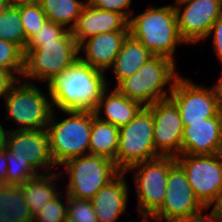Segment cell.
<instances>
[{"label":"cell","mask_w":222,"mask_h":222,"mask_svg":"<svg viewBox=\"0 0 222 222\" xmlns=\"http://www.w3.org/2000/svg\"><path fill=\"white\" fill-rule=\"evenodd\" d=\"M104 74L77 59L47 85L53 108L57 107L58 111H94L109 84Z\"/></svg>","instance_id":"6da1fadb"},{"label":"cell","mask_w":222,"mask_h":222,"mask_svg":"<svg viewBox=\"0 0 222 222\" xmlns=\"http://www.w3.org/2000/svg\"><path fill=\"white\" fill-rule=\"evenodd\" d=\"M129 34L140 41L153 55L175 61L177 45L186 43L180 38L174 5L151 7L130 18Z\"/></svg>","instance_id":"7a4b0ae2"},{"label":"cell","mask_w":222,"mask_h":222,"mask_svg":"<svg viewBox=\"0 0 222 222\" xmlns=\"http://www.w3.org/2000/svg\"><path fill=\"white\" fill-rule=\"evenodd\" d=\"M23 78L52 82L79 59V49L71 30L50 42H28L24 50Z\"/></svg>","instance_id":"3957f363"},{"label":"cell","mask_w":222,"mask_h":222,"mask_svg":"<svg viewBox=\"0 0 222 222\" xmlns=\"http://www.w3.org/2000/svg\"><path fill=\"white\" fill-rule=\"evenodd\" d=\"M69 117L57 122L51 115L47 125L50 153L55 165L63 163L71 158L89 154L90 135L94 111L69 110L62 111Z\"/></svg>","instance_id":"277c9868"},{"label":"cell","mask_w":222,"mask_h":222,"mask_svg":"<svg viewBox=\"0 0 222 222\" xmlns=\"http://www.w3.org/2000/svg\"><path fill=\"white\" fill-rule=\"evenodd\" d=\"M175 68V61L154 55L132 76L124 79L116 89L143 106L168 99L176 80L181 76ZM166 85L170 87L169 94L167 89L165 90Z\"/></svg>","instance_id":"5b68a950"},{"label":"cell","mask_w":222,"mask_h":222,"mask_svg":"<svg viewBox=\"0 0 222 222\" xmlns=\"http://www.w3.org/2000/svg\"><path fill=\"white\" fill-rule=\"evenodd\" d=\"M35 85L19 79L4 98L8 114L6 119H12L19 125L15 130L47 128L54 110L49 88L46 97Z\"/></svg>","instance_id":"8992f818"},{"label":"cell","mask_w":222,"mask_h":222,"mask_svg":"<svg viewBox=\"0 0 222 222\" xmlns=\"http://www.w3.org/2000/svg\"><path fill=\"white\" fill-rule=\"evenodd\" d=\"M176 157L159 156L130 166L133 170L138 201V216L149 220L163 205L167 190V177Z\"/></svg>","instance_id":"52a82bcc"},{"label":"cell","mask_w":222,"mask_h":222,"mask_svg":"<svg viewBox=\"0 0 222 222\" xmlns=\"http://www.w3.org/2000/svg\"><path fill=\"white\" fill-rule=\"evenodd\" d=\"M63 164L65 172L69 174L67 196L84 200H91L121 172L114 161L91 154L71 158Z\"/></svg>","instance_id":"ba28073f"},{"label":"cell","mask_w":222,"mask_h":222,"mask_svg":"<svg viewBox=\"0 0 222 222\" xmlns=\"http://www.w3.org/2000/svg\"><path fill=\"white\" fill-rule=\"evenodd\" d=\"M157 157L152 113L144 106L132 121L119 128L116 167L125 172L133 164Z\"/></svg>","instance_id":"9c48e42d"},{"label":"cell","mask_w":222,"mask_h":222,"mask_svg":"<svg viewBox=\"0 0 222 222\" xmlns=\"http://www.w3.org/2000/svg\"><path fill=\"white\" fill-rule=\"evenodd\" d=\"M176 161L184 169L189 185L200 203L214 206L222 193V153L215 155L181 154Z\"/></svg>","instance_id":"30bf717a"},{"label":"cell","mask_w":222,"mask_h":222,"mask_svg":"<svg viewBox=\"0 0 222 222\" xmlns=\"http://www.w3.org/2000/svg\"><path fill=\"white\" fill-rule=\"evenodd\" d=\"M169 98L178 107L183 126L203 122V119L215 117L219 113L214 88L194 84L182 76L176 80Z\"/></svg>","instance_id":"8fae6325"},{"label":"cell","mask_w":222,"mask_h":222,"mask_svg":"<svg viewBox=\"0 0 222 222\" xmlns=\"http://www.w3.org/2000/svg\"><path fill=\"white\" fill-rule=\"evenodd\" d=\"M200 210H207V207L197 199L184 169L176 162L168 172L165 201L150 219L154 222H173Z\"/></svg>","instance_id":"7c38bea8"},{"label":"cell","mask_w":222,"mask_h":222,"mask_svg":"<svg viewBox=\"0 0 222 222\" xmlns=\"http://www.w3.org/2000/svg\"><path fill=\"white\" fill-rule=\"evenodd\" d=\"M174 9L180 38L186 44L206 39L211 26L222 15L220 0H187L174 3Z\"/></svg>","instance_id":"4fadbf2b"},{"label":"cell","mask_w":222,"mask_h":222,"mask_svg":"<svg viewBox=\"0 0 222 222\" xmlns=\"http://www.w3.org/2000/svg\"><path fill=\"white\" fill-rule=\"evenodd\" d=\"M152 113L153 140L159 156L181 155L183 124L178 107L170 99L146 106Z\"/></svg>","instance_id":"5bb4252c"},{"label":"cell","mask_w":222,"mask_h":222,"mask_svg":"<svg viewBox=\"0 0 222 222\" xmlns=\"http://www.w3.org/2000/svg\"><path fill=\"white\" fill-rule=\"evenodd\" d=\"M6 150L13 157L25 159L38 173L44 167L47 170L45 174L46 172L51 173L52 170L50 169L56 167L50 153L49 137L46 129H9L6 138Z\"/></svg>","instance_id":"9a60e30c"},{"label":"cell","mask_w":222,"mask_h":222,"mask_svg":"<svg viewBox=\"0 0 222 222\" xmlns=\"http://www.w3.org/2000/svg\"><path fill=\"white\" fill-rule=\"evenodd\" d=\"M181 154L215 155L222 153V114L203 122L183 126Z\"/></svg>","instance_id":"2e32d148"},{"label":"cell","mask_w":222,"mask_h":222,"mask_svg":"<svg viewBox=\"0 0 222 222\" xmlns=\"http://www.w3.org/2000/svg\"><path fill=\"white\" fill-rule=\"evenodd\" d=\"M114 31H129V20L122 14L97 9L88 1L71 30L78 46L94 35Z\"/></svg>","instance_id":"e0dca14e"},{"label":"cell","mask_w":222,"mask_h":222,"mask_svg":"<svg viewBox=\"0 0 222 222\" xmlns=\"http://www.w3.org/2000/svg\"><path fill=\"white\" fill-rule=\"evenodd\" d=\"M128 35L129 31H114L87 38L78 46L79 53L81 49L85 53V57L79 56V59L92 68L105 72L113 66Z\"/></svg>","instance_id":"ac0fdd59"},{"label":"cell","mask_w":222,"mask_h":222,"mask_svg":"<svg viewBox=\"0 0 222 222\" xmlns=\"http://www.w3.org/2000/svg\"><path fill=\"white\" fill-rule=\"evenodd\" d=\"M125 172H120L91 199L98 222H117L127 208L129 185Z\"/></svg>","instance_id":"d6986e66"},{"label":"cell","mask_w":222,"mask_h":222,"mask_svg":"<svg viewBox=\"0 0 222 222\" xmlns=\"http://www.w3.org/2000/svg\"><path fill=\"white\" fill-rule=\"evenodd\" d=\"M108 90V87L104 90L94 113L99 119L120 128L132 121L144 106L136 100L129 99L116 88L110 94L107 93ZM102 109L104 118L99 116Z\"/></svg>","instance_id":"ffe728a7"},{"label":"cell","mask_w":222,"mask_h":222,"mask_svg":"<svg viewBox=\"0 0 222 222\" xmlns=\"http://www.w3.org/2000/svg\"><path fill=\"white\" fill-rule=\"evenodd\" d=\"M154 55L138 40L130 34L123 41L121 49L114 61L113 73L115 76V88L126 78L132 76Z\"/></svg>","instance_id":"44dd1931"},{"label":"cell","mask_w":222,"mask_h":222,"mask_svg":"<svg viewBox=\"0 0 222 222\" xmlns=\"http://www.w3.org/2000/svg\"><path fill=\"white\" fill-rule=\"evenodd\" d=\"M56 173L39 174L21 185L22 193L26 199L29 210L34 217L40 210L54 199L60 192L57 191L56 181L61 176Z\"/></svg>","instance_id":"7402d4cb"},{"label":"cell","mask_w":222,"mask_h":222,"mask_svg":"<svg viewBox=\"0 0 222 222\" xmlns=\"http://www.w3.org/2000/svg\"><path fill=\"white\" fill-rule=\"evenodd\" d=\"M119 127L99 119L92 118L89 154L102 156L114 161L116 166V152L118 149Z\"/></svg>","instance_id":"603a6c76"},{"label":"cell","mask_w":222,"mask_h":222,"mask_svg":"<svg viewBox=\"0 0 222 222\" xmlns=\"http://www.w3.org/2000/svg\"><path fill=\"white\" fill-rule=\"evenodd\" d=\"M0 217L8 222H33L21 185H0Z\"/></svg>","instance_id":"cb8c5ba5"},{"label":"cell","mask_w":222,"mask_h":222,"mask_svg":"<svg viewBox=\"0 0 222 222\" xmlns=\"http://www.w3.org/2000/svg\"><path fill=\"white\" fill-rule=\"evenodd\" d=\"M38 3L47 16V20L69 30H72L80 12L86 5L84 1L80 0H39Z\"/></svg>","instance_id":"d4e9b609"},{"label":"cell","mask_w":222,"mask_h":222,"mask_svg":"<svg viewBox=\"0 0 222 222\" xmlns=\"http://www.w3.org/2000/svg\"><path fill=\"white\" fill-rule=\"evenodd\" d=\"M0 39L18 45L23 51L28 40L23 29L19 7L7 6L0 9Z\"/></svg>","instance_id":"484cf974"},{"label":"cell","mask_w":222,"mask_h":222,"mask_svg":"<svg viewBox=\"0 0 222 222\" xmlns=\"http://www.w3.org/2000/svg\"><path fill=\"white\" fill-rule=\"evenodd\" d=\"M7 185L20 186L39 174L25 159L13 157L7 151Z\"/></svg>","instance_id":"4316f807"},{"label":"cell","mask_w":222,"mask_h":222,"mask_svg":"<svg viewBox=\"0 0 222 222\" xmlns=\"http://www.w3.org/2000/svg\"><path fill=\"white\" fill-rule=\"evenodd\" d=\"M24 51L16 44L0 39V68L8 69L22 76Z\"/></svg>","instance_id":"83f0119b"},{"label":"cell","mask_w":222,"mask_h":222,"mask_svg":"<svg viewBox=\"0 0 222 222\" xmlns=\"http://www.w3.org/2000/svg\"><path fill=\"white\" fill-rule=\"evenodd\" d=\"M19 12L26 39L29 40L42 28L44 22L47 21V16L39 3L20 6Z\"/></svg>","instance_id":"f1b7e54d"},{"label":"cell","mask_w":222,"mask_h":222,"mask_svg":"<svg viewBox=\"0 0 222 222\" xmlns=\"http://www.w3.org/2000/svg\"><path fill=\"white\" fill-rule=\"evenodd\" d=\"M61 196L62 194L60 191L54 199L47 203L40 212L33 217V222H65L68 214L67 194L62 196V198L64 196L66 197V203H63Z\"/></svg>","instance_id":"f546056e"},{"label":"cell","mask_w":222,"mask_h":222,"mask_svg":"<svg viewBox=\"0 0 222 222\" xmlns=\"http://www.w3.org/2000/svg\"><path fill=\"white\" fill-rule=\"evenodd\" d=\"M67 212L77 222H98L91 200L67 196Z\"/></svg>","instance_id":"4dcf8cb0"},{"label":"cell","mask_w":222,"mask_h":222,"mask_svg":"<svg viewBox=\"0 0 222 222\" xmlns=\"http://www.w3.org/2000/svg\"><path fill=\"white\" fill-rule=\"evenodd\" d=\"M69 29L50 20L44 22L42 28L28 42H50L61 38Z\"/></svg>","instance_id":"1f68e13d"},{"label":"cell","mask_w":222,"mask_h":222,"mask_svg":"<svg viewBox=\"0 0 222 222\" xmlns=\"http://www.w3.org/2000/svg\"><path fill=\"white\" fill-rule=\"evenodd\" d=\"M92 6L100 10H108L124 15L130 20L133 10H127L132 0H87Z\"/></svg>","instance_id":"d6a6232c"},{"label":"cell","mask_w":222,"mask_h":222,"mask_svg":"<svg viewBox=\"0 0 222 222\" xmlns=\"http://www.w3.org/2000/svg\"><path fill=\"white\" fill-rule=\"evenodd\" d=\"M213 37L214 50L222 63V15L213 23L207 37Z\"/></svg>","instance_id":"836d02e7"},{"label":"cell","mask_w":222,"mask_h":222,"mask_svg":"<svg viewBox=\"0 0 222 222\" xmlns=\"http://www.w3.org/2000/svg\"><path fill=\"white\" fill-rule=\"evenodd\" d=\"M19 76L8 69L0 68V97H6L10 89L18 82Z\"/></svg>","instance_id":"e575fe53"},{"label":"cell","mask_w":222,"mask_h":222,"mask_svg":"<svg viewBox=\"0 0 222 222\" xmlns=\"http://www.w3.org/2000/svg\"><path fill=\"white\" fill-rule=\"evenodd\" d=\"M203 210L198 211L192 215H189L185 218L177 219L173 222H221L219 217L216 215L214 208L210 214L203 215Z\"/></svg>","instance_id":"d590c367"},{"label":"cell","mask_w":222,"mask_h":222,"mask_svg":"<svg viewBox=\"0 0 222 222\" xmlns=\"http://www.w3.org/2000/svg\"><path fill=\"white\" fill-rule=\"evenodd\" d=\"M7 150L0 153V185H7Z\"/></svg>","instance_id":"8d00e7d4"},{"label":"cell","mask_w":222,"mask_h":222,"mask_svg":"<svg viewBox=\"0 0 222 222\" xmlns=\"http://www.w3.org/2000/svg\"><path fill=\"white\" fill-rule=\"evenodd\" d=\"M213 88L217 97L218 110L222 114V77L217 84L213 85Z\"/></svg>","instance_id":"74e56055"},{"label":"cell","mask_w":222,"mask_h":222,"mask_svg":"<svg viewBox=\"0 0 222 222\" xmlns=\"http://www.w3.org/2000/svg\"><path fill=\"white\" fill-rule=\"evenodd\" d=\"M9 6L20 7L25 5H32L38 3L39 0H8Z\"/></svg>","instance_id":"f35d334b"},{"label":"cell","mask_w":222,"mask_h":222,"mask_svg":"<svg viewBox=\"0 0 222 222\" xmlns=\"http://www.w3.org/2000/svg\"><path fill=\"white\" fill-rule=\"evenodd\" d=\"M3 127L4 126L1 123L0 124V153L5 151L6 149V138H7V132H8V130L5 131Z\"/></svg>","instance_id":"ab89813d"},{"label":"cell","mask_w":222,"mask_h":222,"mask_svg":"<svg viewBox=\"0 0 222 222\" xmlns=\"http://www.w3.org/2000/svg\"><path fill=\"white\" fill-rule=\"evenodd\" d=\"M216 215L219 217V219L222 222V193L220 194V197L217 201V203L213 206Z\"/></svg>","instance_id":"60d3db41"},{"label":"cell","mask_w":222,"mask_h":222,"mask_svg":"<svg viewBox=\"0 0 222 222\" xmlns=\"http://www.w3.org/2000/svg\"><path fill=\"white\" fill-rule=\"evenodd\" d=\"M9 6L8 0H0V9Z\"/></svg>","instance_id":"b9f144b4"},{"label":"cell","mask_w":222,"mask_h":222,"mask_svg":"<svg viewBox=\"0 0 222 222\" xmlns=\"http://www.w3.org/2000/svg\"><path fill=\"white\" fill-rule=\"evenodd\" d=\"M65 222H77V221H74V220H72L71 218H69V217L67 216L66 219H65Z\"/></svg>","instance_id":"7bdbcfd3"},{"label":"cell","mask_w":222,"mask_h":222,"mask_svg":"<svg viewBox=\"0 0 222 222\" xmlns=\"http://www.w3.org/2000/svg\"><path fill=\"white\" fill-rule=\"evenodd\" d=\"M187 0H175V3H182V2H185Z\"/></svg>","instance_id":"ee69618b"},{"label":"cell","mask_w":222,"mask_h":222,"mask_svg":"<svg viewBox=\"0 0 222 222\" xmlns=\"http://www.w3.org/2000/svg\"><path fill=\"white\" fill-rule=\"evenodd\" d=\"M0 222H8V221H5V219L0 217Z\"/></svg>","instance_id":"f6af8a7d"},{"label":"cell","mask_w":222,"mask_h":222,"mask_svg":"<svg viewBox=\"0 0 222 222\" xmlns=\"http://www.w3.org/2000/svg\"><path fill=\"white\" fill-rule=\"evenodd\" d=\"M141 222H150V220L148 221V220H143V219H142ZM151 222H153V221L151 220Z\"/></svg>","instance_id":"bcb514c9"}]
</instances>
